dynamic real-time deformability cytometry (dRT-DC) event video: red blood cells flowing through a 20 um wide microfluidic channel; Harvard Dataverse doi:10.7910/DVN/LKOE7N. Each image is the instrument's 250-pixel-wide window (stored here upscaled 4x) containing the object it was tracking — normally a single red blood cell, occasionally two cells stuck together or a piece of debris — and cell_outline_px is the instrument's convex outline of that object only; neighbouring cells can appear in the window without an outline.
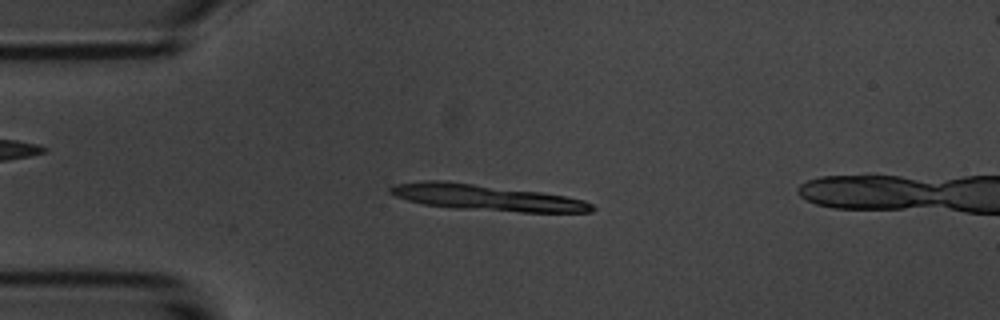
{"species": "common noctule bat (a hibernating species)", "species_latin": "Nyctalus noctula", "temperature_condition": "room temperature", "stored_images_in_passage": 5, "camera_frame_rate_fps": 3000, "um_per_image_px": 0.085, "animal": {"sex": "male", "body_mass_g": 20.1, "forearm_length_mm": 53.5}, "frame": {"image": 1, "passage_image": 3, "time_ms": 3.333, "image_size_px": [1000, 320], "cell_outline_px": [[596, 208], [592, 212], [520, 212], [452, 208], [424, 204], [408, 200], [396, 196], [388, 192], [388, 188], [392, 184], [424, 180], [444, 180], [540, 192], [564, 196], [584, 200], [592, 204]], "centroid_in_image_um": [41.3, 16.79], "position_along_channel_um": 43.7, "area_um2": 30.58}}